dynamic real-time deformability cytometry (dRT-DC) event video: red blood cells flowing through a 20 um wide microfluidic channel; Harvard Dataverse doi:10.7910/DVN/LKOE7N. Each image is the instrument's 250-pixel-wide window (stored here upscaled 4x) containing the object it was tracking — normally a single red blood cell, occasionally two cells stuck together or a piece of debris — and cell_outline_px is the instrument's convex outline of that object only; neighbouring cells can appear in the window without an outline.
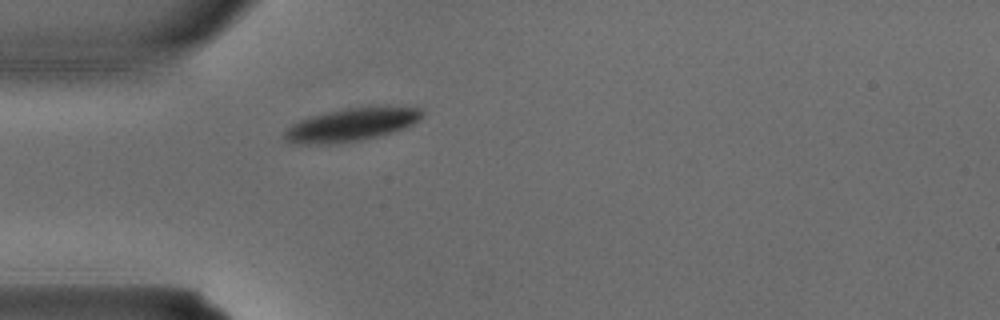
{"species": "common noctule bat (a hibernating species)", "species_latin": "Nyctalus noctula", "temperature_condition": "warm", "stored_images_in_passage": 1, "camera_frame_rate_fps": 3000, "um_per_image_px": 0.085, "animal": {"sex": "male", "body_mass_g": 15.6}, "frame": {"image": 1, "passage_image": 1, "time_ms": 0.0, "image_size_px": [1000, 320], "cell_outline_px": [[424, 112], [420, 120], [404, 128], [380, 136], [360, 140], [328, 144], [300, 144], [288, 140], [284, 136], [284, 132], [292, 124], [300, 120], [312, 116], [328, 112], [348, 108], [388, 104], [424, 108]], "centroid_in_image_um": [29.99, 10.56], "position_along_channel_um": 55.0, "area_um2": 26.82}}